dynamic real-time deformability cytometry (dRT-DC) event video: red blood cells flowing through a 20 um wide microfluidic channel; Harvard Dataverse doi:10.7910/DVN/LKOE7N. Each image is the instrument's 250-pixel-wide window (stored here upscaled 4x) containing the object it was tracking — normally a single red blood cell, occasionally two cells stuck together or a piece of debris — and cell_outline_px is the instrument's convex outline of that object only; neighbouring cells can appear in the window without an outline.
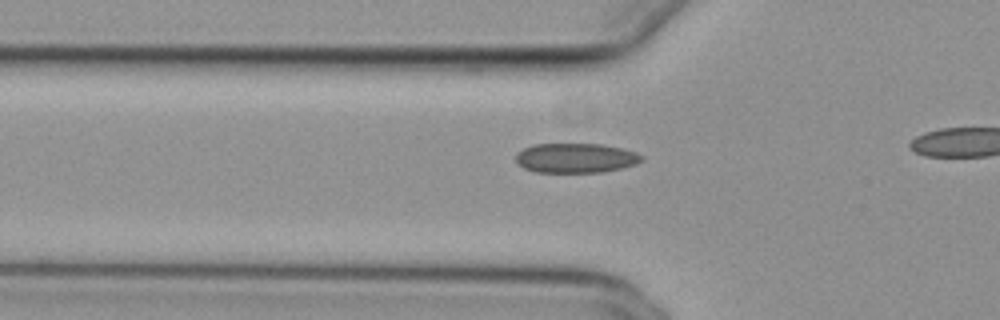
{"species": "common noctule bat (a hibernating species)", "species_latin": "Nyctalus noctula", "temperature_condition": "cold", "stored_images_in_passage": 16, "camera_frame_rate_fps": 3000, "um_per_image_px": 0.085, "animal": {"sex": "female", "body_mass_g": 29.2, "forearm_length_mm": 56.3}, "frame": {"image": 1, "passage_image": 10, "time_ms": 3.0, "image_size_px": [1000, 320], "cell_outline_px": [[644, 160], [636, 164], [604, 172], [536, 172], [524, 168], [516, 160], [516, 152], [532, 144], [600, 144], [624, 148], [636, 152], [644, 156]], "centroid_in_image_um": [48.96, 13.42], "position_along_channel_um": 76.8, "area_um2": 21.85}}
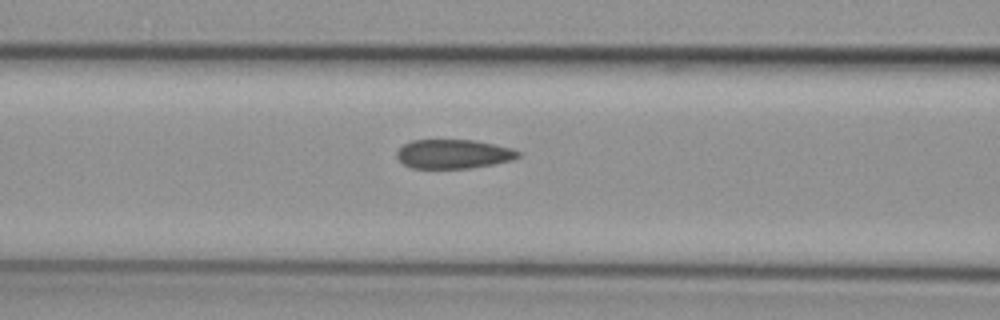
{"frame": {"image": 2, "passage_image": 14, "time_ms": 4.333, "image_size_px": [1000, 320], "cell_outline_px": [[520, 156], [512, 160], [472, 168], [412, 168], [404, 164], [396, 156], [396, 152], [404, 144], [412, 140], [472, 140], [512, 148], [520, 152]], "centroid_in_image_um": [38.53, 13.09], "position_along_channel_um": 128.1, "area_um2": 20.46}}